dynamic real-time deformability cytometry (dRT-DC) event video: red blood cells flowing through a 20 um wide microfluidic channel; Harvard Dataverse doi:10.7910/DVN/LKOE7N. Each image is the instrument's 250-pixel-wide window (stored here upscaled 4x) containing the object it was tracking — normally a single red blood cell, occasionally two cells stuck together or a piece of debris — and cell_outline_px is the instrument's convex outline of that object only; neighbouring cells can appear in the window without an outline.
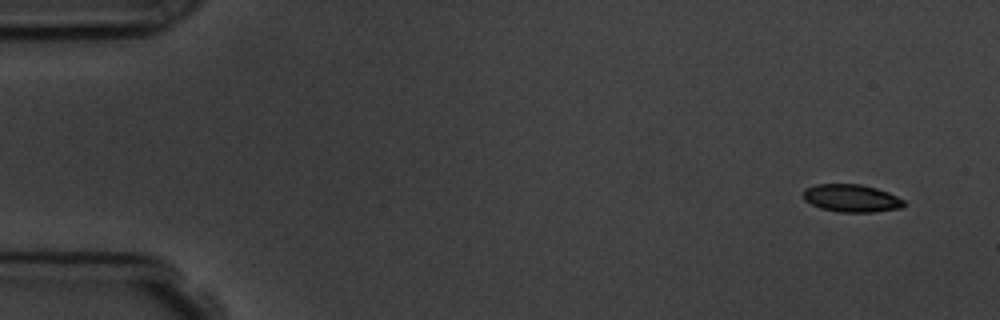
{"species": "common noctule bat (a hibernating species)", "species_latin": "Nyctalus noctula", "temperature_condition": "room temperature", "stored_images_in_passage": 10, "camera_frame_rate_fps": 3000, "um_per_image_px": 0.085, "animal": {"sex": "male", "body_mass_g": 19.5, "forearm_length_mm": 54.6}, "frame": {"image": 1, "passage_image": 1, "time_ms": 0.0, "image_size_px": [1000, 320], "cell_outline_px": [[904, 204], [900, 208], [872, 212], [840, 212], [820, 208], [804, 200], [804, 188], [816, 184], [860, 184], [876, 188], [888, 192], [904, 200]], "centroid_in_image_um": [72.35, 16.84], "position_along_channel_um": 12.6, "area_um2": 16.13}}
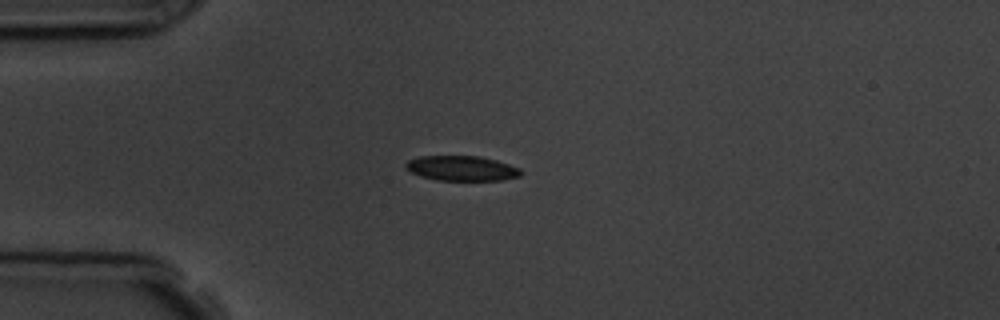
{"frame": {"image": 2, "passage_image": 4, "time_ms": 3.667, "image_size_px": [1000, 320], "cell_outline_px": [[524, 172], [520, 176], [504, 180], [436, 180], [420, 176], [404, 168], [404, 164], [408, 160], [420, 156], [480, 156], [496, 160], [520, 168]], "centroid_in_image_um": [39.25, 14.3], "position_along_channel_um": 45.8, "area_um2": 16.88}}
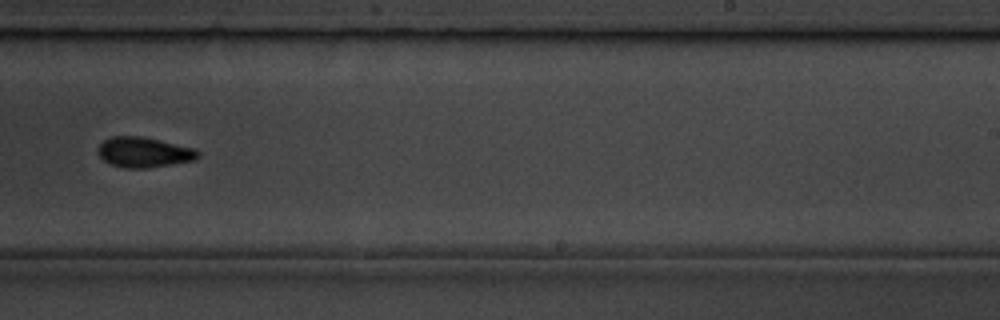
{"frame": {"image": 3, "passage_image": 10, "time_ms": 10.333, "image_size_px": [1000, 320], "cell_outline_px": [[200, 156], [196, 160], [172, 164], [144, 168], [124, 168], [108, 164], [96, 152], [96, 148], [104, 140], [112, 136], [140, 136], [160, 140], [196, 148], [200, 152]], "centroid_in_image_um": [12.23, 12.94], "position_along_channel_um": 276.8, "area_um2": 17.86}}